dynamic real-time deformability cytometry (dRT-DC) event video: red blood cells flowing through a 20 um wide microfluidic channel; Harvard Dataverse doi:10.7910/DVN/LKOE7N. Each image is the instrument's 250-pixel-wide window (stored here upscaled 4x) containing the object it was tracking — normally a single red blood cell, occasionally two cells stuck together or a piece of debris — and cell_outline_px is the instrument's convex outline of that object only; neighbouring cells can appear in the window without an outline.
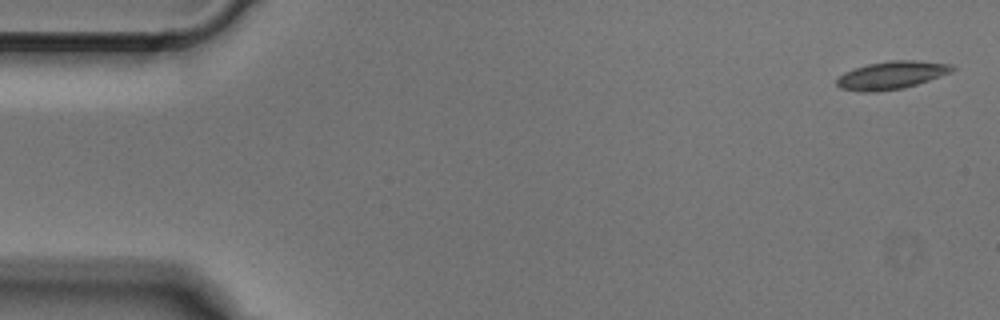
{"species": "Egyptian fruit bat (a non-hibernating species)", "species_latin": "Rousettus aegyptiacus", "temperature_condition": "cold", "stored_images_in_passage": 10, "camera_frame_rate_fps": 3000, "um_per_image_px": 0.085, "animal": {"sex": "male"}, "frame": {"image": 1, "passage_image": 1, "time_ms": 0.0, "image_size_px": [1000, 320], "cell_outline_px": [[956, 68], [948, 72], [928, 80], [904, 88], [876, 92], [860, 92], [840, 88], [836, 84], [836, 80], [844, 72], [868, 64], [888, 60], [912, 60], [952, 64]], "centroid_in_image_um": [75.73, 6.39], "position_along_channel_um": 9.3, "area_um2": 18.55}}